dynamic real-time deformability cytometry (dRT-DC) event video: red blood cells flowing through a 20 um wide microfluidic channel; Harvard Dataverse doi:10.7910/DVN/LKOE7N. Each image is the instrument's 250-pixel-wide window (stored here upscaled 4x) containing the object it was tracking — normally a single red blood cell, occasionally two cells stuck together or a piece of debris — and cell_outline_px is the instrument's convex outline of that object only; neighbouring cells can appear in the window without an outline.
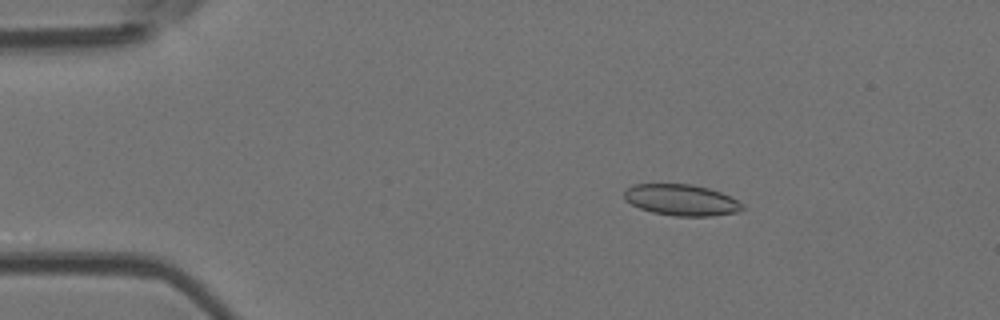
{"species": "Egyptian fruit bat (a non-hibernating species)", "species_latin": "Rousettus aegyptiacus", "temperature_condition": "room temperature", "stored_images_in_passage": 49, "camera_frame_rate_fps": 3000, "um_per_image_px": 0.085, "animal": {"sex": "female"}, "frame": {"image": 1, "passage_image": 4, "time_ms": 1.0, "image_size_px": [1000, 320], "cell_outline_px": [[744, 208], [740, 212], [712, 216], [676, 216], [652, 212], [640, 208], [624, 200], [624, 192], [632, 184], [692, 184], [708, 188], [720, 192], [744, 204]], "centroid_in_image_um": [57.92, 17.0], "position_along_channel_um": 27.1, "area_um2": 21.5}}
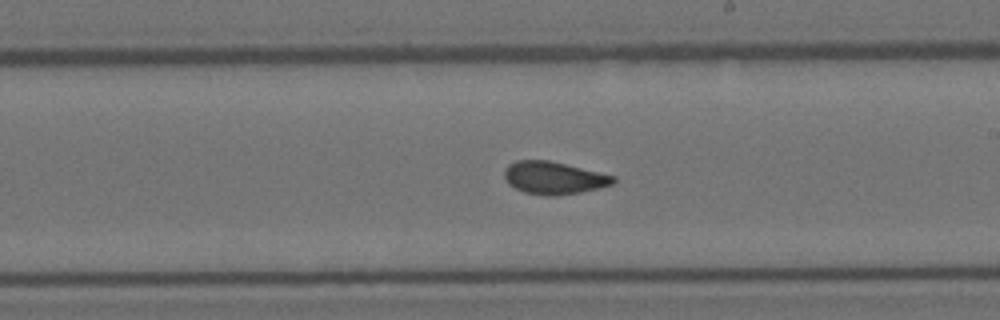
{"frame": {"image": 2, "passage_image": 26, "time_ms": 8.333, "image_size_px": [1000, 320], "cell_outline_px": [[616, 180], [612, 184], [600, 188], [580, 192], [556, 196], [548, 196], [524, 192], [508, 184], [504, 176], [504, 168], [508, 164], [516, 160], [548, 160], [616, 176]], "centroid_in_image_um": [47.06, 15.12], "position_along_channel_um": 241.9, "area_um2": 20.69}}
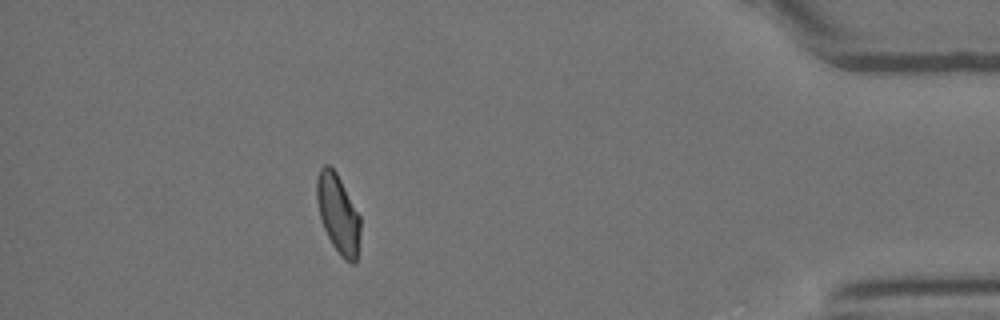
{"frame": {"image": 3, "passage_image": 43, "time_ms": 14.0, "image_size_px": [1000, 320], "cell_outline_px": [[360, 232], [356, 264], [352, 264], [344, 260], [340, 256], [332, 244], [324, 228], [320, 216], [316, 200], [316, 180], [320, 168], [324, 164], [328, 164], [336, 172], [360, 216]], "centroid_in_image_um": [28.73, 18.19], "position_along_channel_um": 406.5, "area_um2": 20.0}, "authors_computed_cell_mechanics": {"area_um2": 20.7502, "velocity_mm_per_s": 3.782, "shape_relaxation_time_tau1_ms": null, "shape_relaxation_time_tau2_ms": 1.2991, "deformation_change_tau1": null, "deformation_change_tau2": 0.0637}}